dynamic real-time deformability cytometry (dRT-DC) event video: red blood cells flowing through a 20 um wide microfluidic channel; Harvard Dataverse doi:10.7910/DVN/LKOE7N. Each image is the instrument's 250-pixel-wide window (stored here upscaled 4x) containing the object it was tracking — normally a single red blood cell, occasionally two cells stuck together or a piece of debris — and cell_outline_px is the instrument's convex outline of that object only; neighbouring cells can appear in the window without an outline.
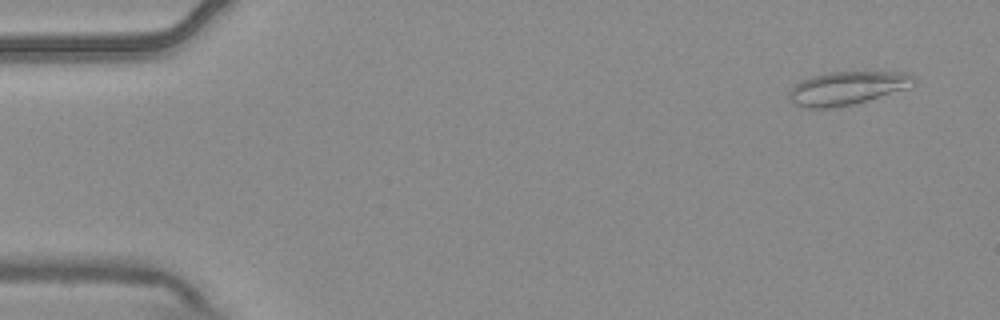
{"species": "common noctule bat (a hibernating species)", "species_latin": "Nyctalus noctula", "temperature_condition": "warm", "stored_images_in_passage": 5, "camera_frame_rate_fps": 3000, "um_per_image_px": 0.085, "animal": {"sex": "male", "body_mass_g": 20.4}, "frame": {"image": 1, "passage_image": 1, "time_ms": 0.0, "image_size_px": [1000, 320], "cell_outline_px": [[916, 84], [908, 88], [868, 100], [852, 104], [832, 108], [804, 108], [788, 100], [788, 92], [800, 80], [812, 76], [828, 72], [912, 72], [916, 80]], "centroid_in_image_um": [72.02, 7.48], "position_along_channel_um": 13.0, "area_um2": 24.45}}